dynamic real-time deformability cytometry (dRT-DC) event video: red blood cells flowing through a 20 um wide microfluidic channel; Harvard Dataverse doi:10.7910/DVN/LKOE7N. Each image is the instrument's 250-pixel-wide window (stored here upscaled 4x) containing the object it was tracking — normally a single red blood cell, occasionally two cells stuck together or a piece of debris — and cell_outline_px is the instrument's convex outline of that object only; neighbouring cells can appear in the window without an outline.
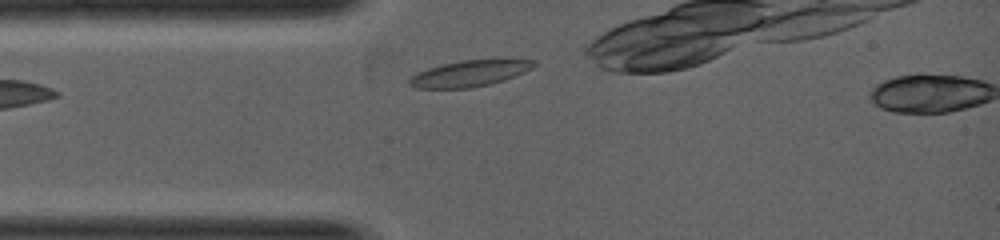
{"species": "common noctule bat (a hibernating species)", "species_latin": "Nyctalus noctula", "temperature_condition": "warm", "stored_images_in_passage": 2, "camera_frame_rate_fps": 5000, "um_per_image_px": 0.085, "animal": {"sex": "female", "body_mass_g": 19.0, "forearm_length_mm": 53.3}, "frame": {"image": 1, "passage_image": 1, "time_ms": 0.0, "image_size_px": [1000, 240], "cell_outline_px": [[536, 64], [532, 68], [524, 72], [504, 80], [472, 88], [416, 88], [408, 84], [408, 80], [412, 76], [428, 68], [460, 60], [508, 56], [536, 60]], "centroid_in_image_um": [40.05, 6.18], "position_along_channel_um": 45.0, "area_um2": 19.71}}